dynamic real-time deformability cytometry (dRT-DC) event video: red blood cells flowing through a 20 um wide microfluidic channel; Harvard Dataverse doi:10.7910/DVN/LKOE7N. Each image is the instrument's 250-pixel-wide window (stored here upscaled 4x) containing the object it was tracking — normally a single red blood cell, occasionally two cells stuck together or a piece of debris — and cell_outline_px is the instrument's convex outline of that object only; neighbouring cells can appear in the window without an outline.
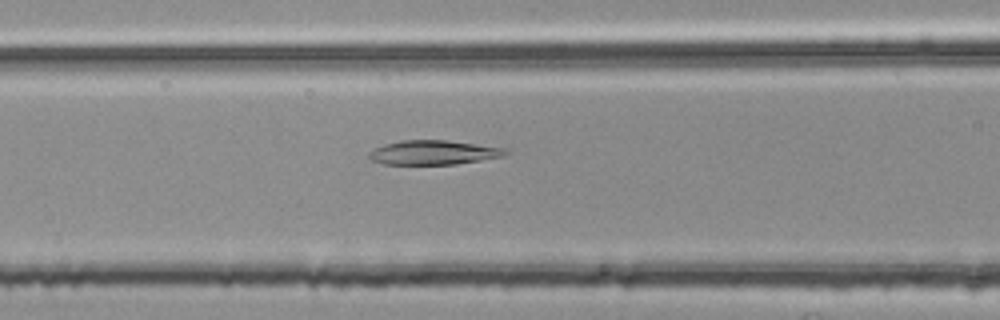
{"species": "common noctule bat (a hibernating species)", "species_latin": "Nyctalus noctula", "temperature_condition": "room temperature", "stored_images_in_passage": 55, "camera_frame_rate_fps": 3000, "um_per_image_px": 0.085, "animal": {"sex": "female", "body_mass_g": 25.1}, "frame": {"image": 1, "passage_image": 22, "time_ms": 7.0, "image_size_px": [1000, 320], "cell_outline_px": [[508, 152], [504, 156], [456, 164], [384, 164], [372, 160], [368, 156], [368, 152], [384, 144], [400, 140], [448, 140], [504, 148]], "centroid_in_image_um": [36.82, 12.96], "position_along_channel_um": 129.8, "area_um2": 19.19}}
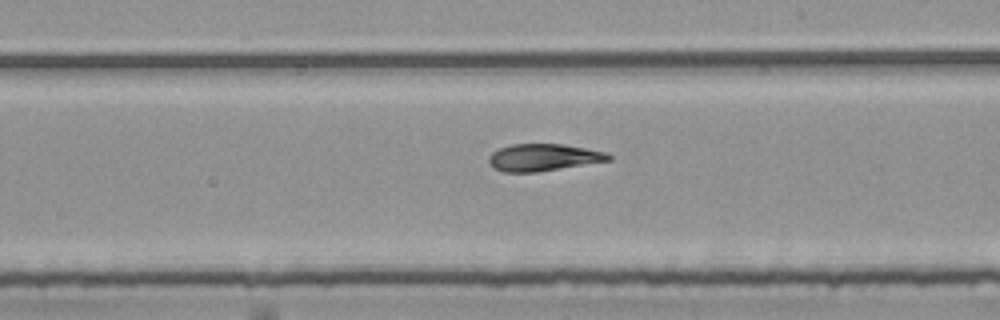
{"frame": {"image": 2, "passage_image": 31, "time_ms": 10.0, "image_size_px": [1000, 320], "cell_outline_px": [[612, 160], [536, 172], [504, 172], [492, 168], [488, 164], [488, 156], [492, 152], [500, 148], [512, 144], [560, 144], [608, 152], [612, 156]], "centroid_in_image_um": [46.16, 13.38], "position_along_channel_um": 242.8, "area_um2": 18.96}}
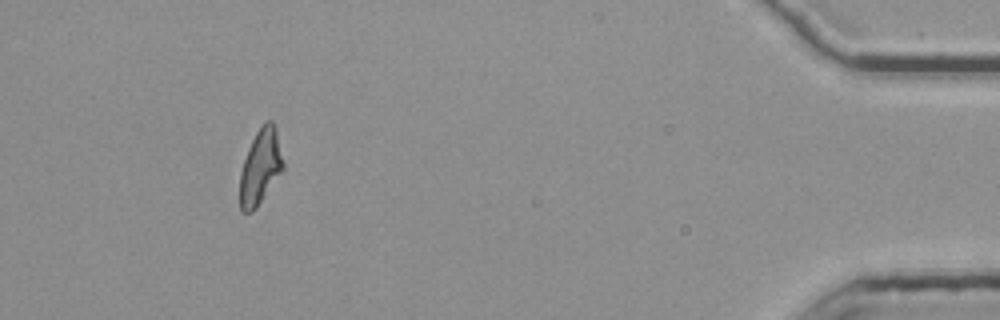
{"frame": {"image": 3, "passage_image": 50, "time_ms": 16.333, "image_size_px": [1000, 320], "cell_outline_px": [[284, 168], [256, 208], [252, 212], [240, 212], [240, 172], [248, 148], [256, 132], [268, 120], [272, 120], [276, 128], [284, 160]], "centroid_in_image_um": [22.14, 14.19], "position_along_channel_um": 413.1, "area_um2": 18.84}, "authors_computed_cell_mechanics": {"area_um2": 19.7676, "velocity_mm_per_s": 3.7638, "shape_relaxation_time_tau1_ms": 11.0165, "shape_relaxation_time_tau2_ms": 2.9601, "deformation_change_tau1": 0.266, "deformation_change_tau2": 0.1061}}